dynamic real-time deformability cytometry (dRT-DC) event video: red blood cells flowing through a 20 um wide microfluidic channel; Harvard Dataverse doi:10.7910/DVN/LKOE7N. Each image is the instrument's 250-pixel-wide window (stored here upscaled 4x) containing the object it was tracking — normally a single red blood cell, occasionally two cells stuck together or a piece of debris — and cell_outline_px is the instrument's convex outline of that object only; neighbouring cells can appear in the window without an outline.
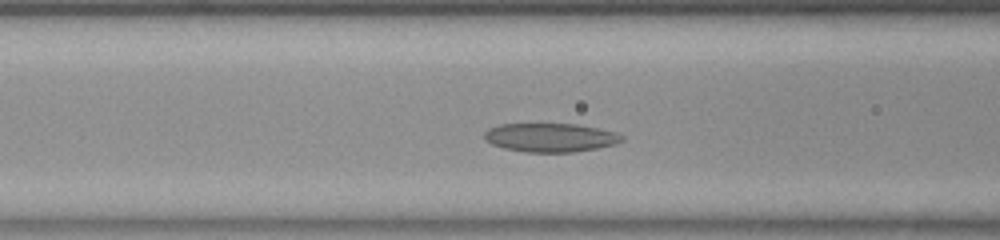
{"species": "common noctule bat (a hibernating species)", "species_latin": "Nyctalus noctula", "temperature_condition": "room temperature", "stored_images_in_passage": 47, "camera_frame_rate_fps": 3000, "um_per_image_px": 0.085, "animal": {"sex": "female", "body_mass_g": 23.0, "forearm_length_mm": 53.4}, "frame": {"image": 1, "passage_image": 14, "time_ms": 4.333, "image_size_px": [1000, 240], "cell_outline_px": [[624, 140], [616, 144], [596, 148], [572, 152], [528, 152], [504, 148], [492, 144], [484, 140], [484, 132], [488, 128], [500, 124], [576, 124], [616, 132], [624, 136]], "centroid_in_image_um": [46.77, 11.69], "position_along_channel_um": 119.8, "area_um2": 23.0}}
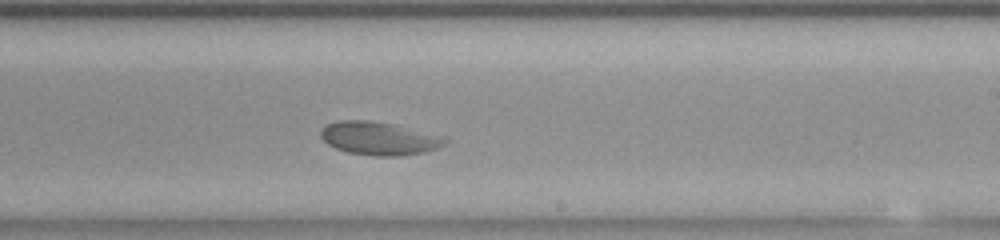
{"frame": {"image": 2, "passage_image": 25, "time_ms": 8.0, "image_size_px": [1000, 240], "cell_outline_px": [[448, 140], [444, 144], [424, 152], [400, 156], [372, 156], [348, 152], [336, 148], [328, 144], [320, 136], [320, 132], [328, 124], [340, 120], [368, 120], [392, 124], [444, 136]], "centroid_in_image_um": [32.21, 11.77], "position_along_channel_um": 256.8, "area_um2": 23.76}}
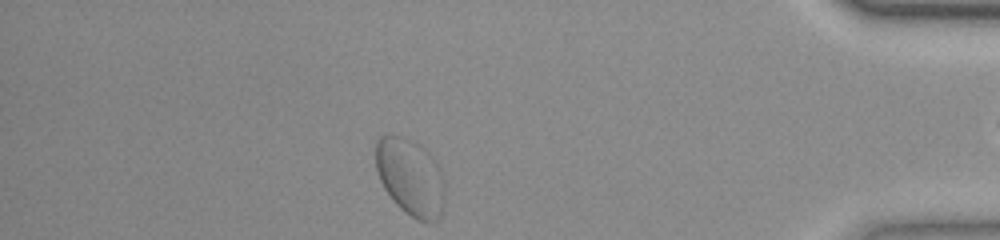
{"frame": {"image": 3, "passage_image": 40, "time_ms": 13.0, "image_size_px": [1000, 240], "cell_outline_px": [[444, 204], [440, 220], [420, 220], [404, 212], [396, 204], [384, 188], [380, 180], [376, 168], [376, 144], [380, 136], [400, 136], [408, 140], [412, 144], [444, 184]], "centroid_in_image_um": [34.78, 15.19], "position_along_channel_um": 400.4, "area_um2": 28.55}, "authors_computed_cell_mechanics": {"area_um2": 23.3512, "velocity_mm_per_s": 3.7583, "shape_relaxation_time_tau1_ms": 9.8671, "shape_relaxation_time_tau2_ms": null, "deformation_change_tau1": 0.2106, "deformation_change_tau2": null}}